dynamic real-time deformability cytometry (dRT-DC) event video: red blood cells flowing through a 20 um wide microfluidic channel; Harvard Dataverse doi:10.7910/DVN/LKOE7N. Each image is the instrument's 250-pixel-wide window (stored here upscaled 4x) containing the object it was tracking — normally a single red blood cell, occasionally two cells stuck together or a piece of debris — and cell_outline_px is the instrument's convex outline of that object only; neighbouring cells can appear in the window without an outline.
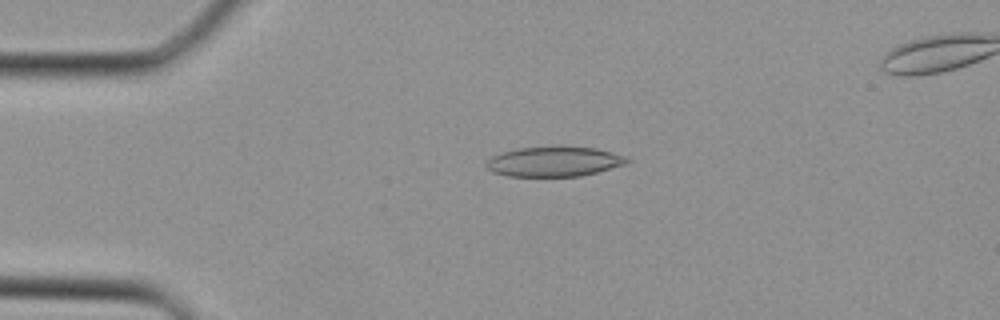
{"species": "Egyptian fruit bat (a non-hibernating species)", "species_latin": "Rousettus aegyptiacus", "temperature_condition": "cold", "stored_images_in_passage": 25, "camera_frame_rate_fps": 3000, "um_per_image_px": 0.085, "animal": {"sex": "female"}, "frame": {"image": 1, "passage_image": 4, "time_ms": 1.0, "image_size_px": [1000, 320], "cell_outline_px": [[632, 160], [624, 164], [596, 172], [580, 176], [508, 176], [492, 172], [484, 164], [492, 156], [500, 152], [520, 148], [556, 144], [564, 144], [596, 148], [628, 156]], "centroid_in_image_um": [47.11, 13.69], "position_along_channel_um": 37.9, "area_um2": 25.26}}
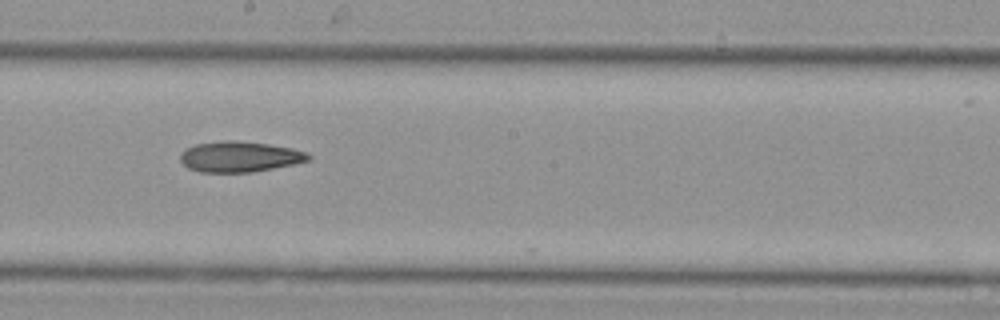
{"frame": {"image": 2, "passage_image": 17, "time_ms": 5.333, "image_size_px": [1000, 320], "cell_outline_px": [[312, 156], [308, 160], [292, 164], [252, 172], [200, 172], [188, 168], [180, 160], [180, 156], [184, 148], [196, 144], [220, 140], [232, 140], [268, 144], [292, 148], [308, 152]], "centroid_in_image_um": [20.34, 13.31], "position_along_channel_um": 227.9, "area_um2": 22.83}}
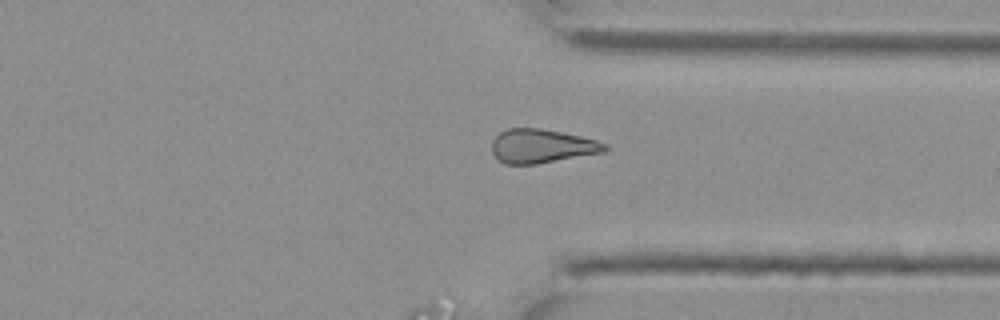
{"frame": {"image": 3, "passage_image": 25, "time_ms": 8.0, "image_size_px": [1000, 320], "cell_outline_px": [[608, 148], [604, 152], [536, 164], [504, 164], [492, 152], [492, 140], [500, 132], [508, 128], [540, 128], [580, 136], [596, 140], [608, 144]], "centroid_in_image_um": [46.05, 12.41], "position_along_channel_um": 365.4, "area_um2": 22.2}}